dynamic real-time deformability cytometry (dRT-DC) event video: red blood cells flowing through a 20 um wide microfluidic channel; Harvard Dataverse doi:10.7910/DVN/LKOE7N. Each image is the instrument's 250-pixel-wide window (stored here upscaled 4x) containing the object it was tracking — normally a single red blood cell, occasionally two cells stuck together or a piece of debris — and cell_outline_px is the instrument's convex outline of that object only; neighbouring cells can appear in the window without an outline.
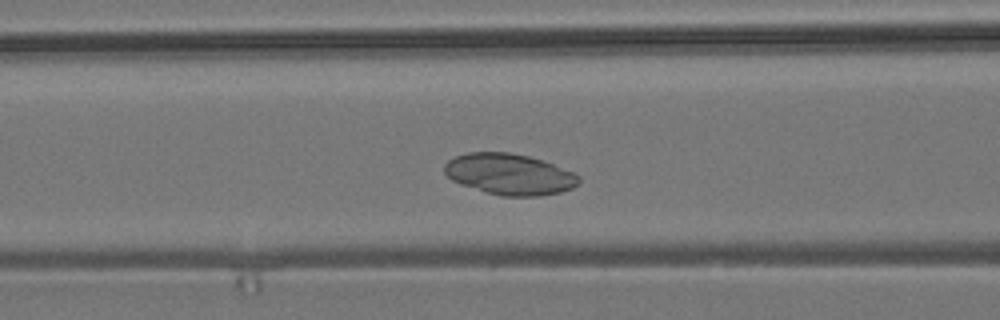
{"species": "common noctule bat (a hibernating species)", "species_latin": "Nyctalus noctula", "temperature_condition": "room temperature", "stored_images_in_passage": 50, "camera_frame_rate_fps": 3000, "um_per_image_px": 0.085, "animal": {"sex": "male", "body_mass_g": 19.2, "forearm_length_mm": 51.8}, "frame": {"image": 1, "passage_image": 17, "time_ms": 5.333, "image_size_px": [1000, 320], "cell_outline_px": [[580, 180], [572, 188], [560, 192], [540, 196], [500, 196], [484, 192], [460, 184], [452, 180], [444, 172], [444, 164], [448, 160], [456, 156], [468, 152], [508, 152], [528, 156], [576, 172], [580, 176]], "centroid_in_image_um": [43.29, 14.81], "position_along_channel_um": 123.3, "area_um2": 32.25}}
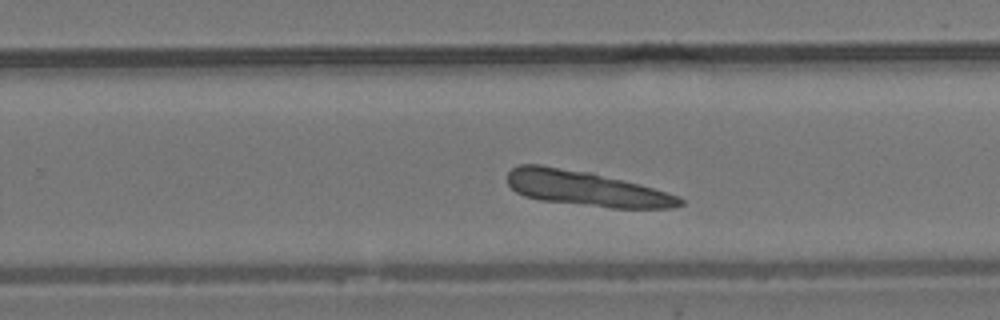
{"frame": {"image": 2, "passage_image": 30, "time_ms": 9.667, "image_size_px": [1000, 320], "cell_outline_px": [[684, 204], [672, 208], [612, 208], [540, 200], [524, 196], [516, 192], [508, 184], [508, 172], [512, 168], [520, 164], [540, 164], [592, 172], [640, 184], [676, 196], [684, 200]], "centroid_in_image_um": [49.78, 16.02], "position_along_channel_um": 280.0, "area_um2": 35.2}}
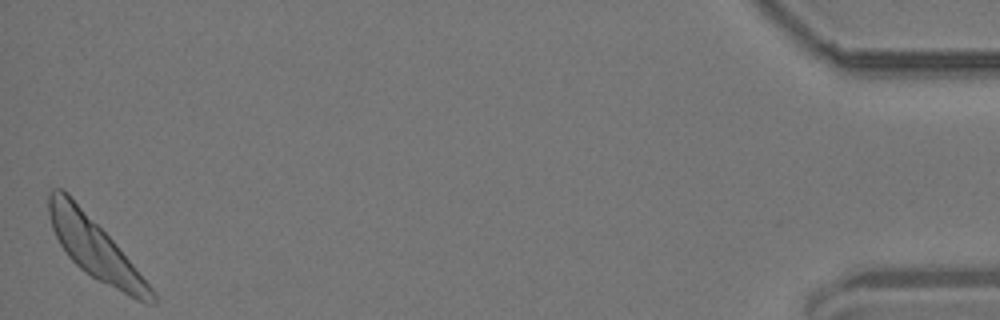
{"frame": {"image": 3, "passage_image": 50, "time_ms": 16.333, "image_size_px": [1000, 320], "cell_outline_px": [[156, 304], [144, 304], [136, 300], [92, 276], [80, 268], [68, 256], [60, 244], [52, 228], [48, 212], [48, 192], [52, 188], [64, 188], [68, 192], [116, 244], [152, 288], [156, 296]], "centroid_in_image_um": [8.04, 21.06], "position_along_channel_um": 427.2, "area_um2": 35.6}}